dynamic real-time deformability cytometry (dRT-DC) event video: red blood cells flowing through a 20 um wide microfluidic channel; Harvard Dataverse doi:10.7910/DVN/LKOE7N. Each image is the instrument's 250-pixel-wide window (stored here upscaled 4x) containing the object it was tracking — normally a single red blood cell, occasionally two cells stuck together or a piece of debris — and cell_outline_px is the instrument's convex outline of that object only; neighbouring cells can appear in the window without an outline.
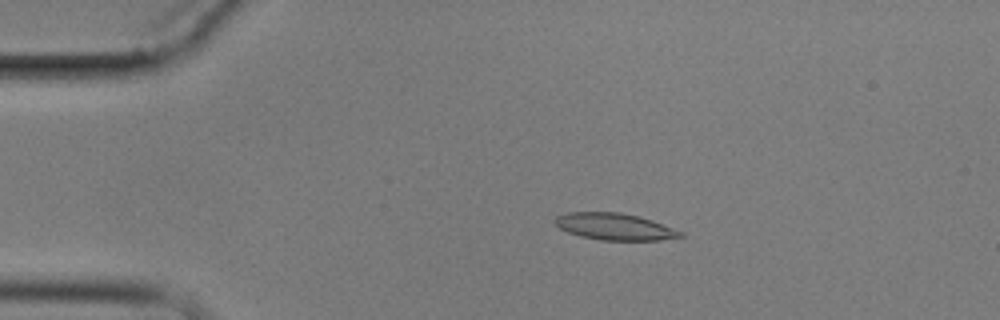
{"species": "common noctule bat (a hibernating species)", "species_latin": "Nyctalus noctula", "temperature_condition": "cold", "stored_images_in_passage": 9, "camera_frame_rate_fps": 3000, "um_per_image_px": 0.085, "animal": {"sex": "male", "body_mass_g": 17.9}, "frame": {"image": 1, "passage_image": 3, "time_ms": 2.333, "image_size_px": [1000, 320], "cell_outline_px": [[684, 236], [660, 240], [600, 240], [580, 236], [568, 232], [560, 228], [552, 220], [556, 216], [568, 212], [620, 212], [652, 220], [684, 232]], "centroid_in_image_um": [52.23, 19.26], "position_along_channel_um": 32.8, "area_um2": 19.54}}
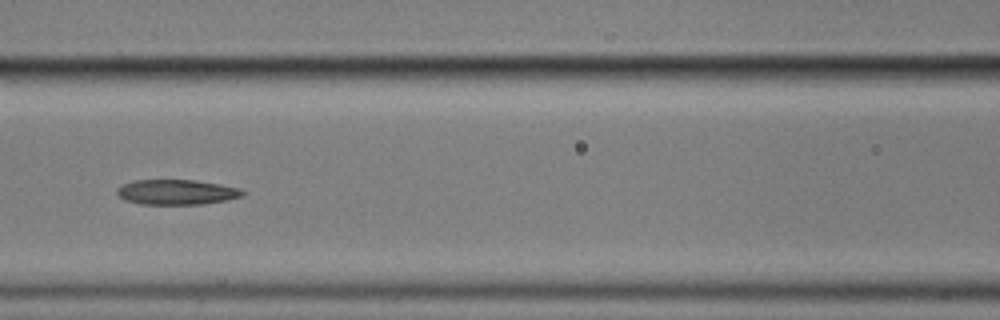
{"frame": {"image": 2, "passage_image": 7, "time_ms": 7.0, "image_size_px": [1000, 320], "cell_outline_px": [[244, 196], [228, 200], [204, 204], [140, 204], [124, 200], [116, 192], [116, 188], [120, 184], [132, 180], [196, 180], [220, 184], [240, 188], [244, 192]], "centroid_in_image_um": [15.0, 16.32], "position_along_channel_um": 151.6, "area_um2": 18.61}}
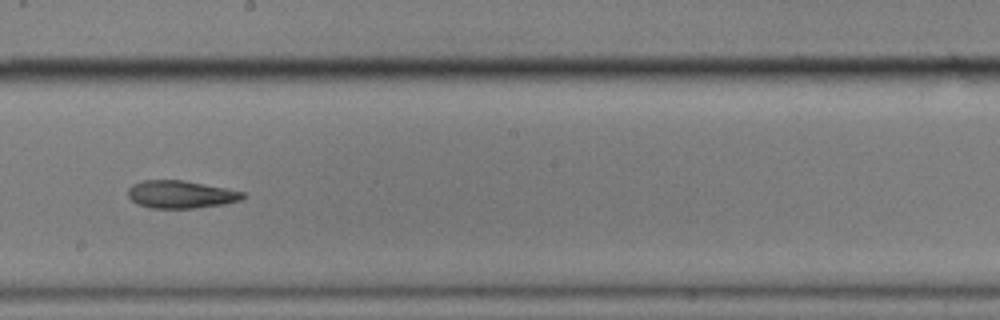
{"frame": {"image": 3, "passage_image": 9, "time_ms": 9.333, "image_size_px": [1000, 320], "cell_outline_px": [[244, 200], [224, 204], [192, 208], [152, 208], [140, 204], [132, 200], [128, 196], [128, 188], [132, 184], [140, 180], [184, 180], [244, 192]], "centroid_in_image_um": [15.36, 16.52], "position_along_channel_um": 232.8, "area_um2": 18.44}}